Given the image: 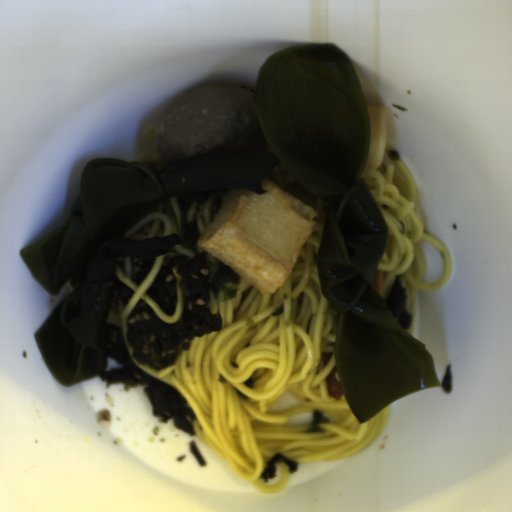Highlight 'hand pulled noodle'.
Segmentation results:
<instances>
[{
  "instance_id": "hand-pulled-noodle-1",
  "label": "hand pulled noodle",
  "mask_w": 512,
  "mask_h": 512,
  "mask_svg": "<svg viewBox=\"0 0 512 512\" xmlns=\"http://www.w3.org/2000/svg\"><path fill=\"white\" fill-rule=\"evenodd\" d=\"M325 218L318 213L286 282L264 294L244 276L230 300L212 298L211 315L220 314L221 330L195 337L173 366L157 371L133 358L126 331L135 305L145 300L167 324L184 312L180 277L173 268L176 308L171 315L147 296L166 257L209 253L180 244L155 256L144 282L132 280V257L119 260L114 276L134 294L124 307L117 304L106 322L122 329L131 360L143 372L182 395L197 416L194 436L216 452L236 473L262 493L285 490L291 474L277 463L269 482L260 477L267 461L280 452L298 464L329 462L351 456L373 443L388 423V405L360 422L344 395L328 394L327 377L335 364L338 312L325 297L317 254ZM289 390L298 406L269 412V406ZM323 411L331 423L324 433L305 434L312 412Z\"/></svg>"
},
{
  "instance_id": "hand-pulled-noodle-2",
  "label": "hand pulled noodle",
  "mask_w": 512,
  "mask_h": 512,
  "mask_svg": "<svg viewBox=\"0 0 512 512\" xmlns=\"http://www.w3.org/2000/svg\"><path fill=\"white\" fill-rule=\"evenodd\" d=\"M387 226L388 236L377 269L382 271L385 301L397 275L407 291L406 311L411 314L412 336L416 320V291L431 292L451 277L450 254L442 242L425 233L416 210L419 196L415 180L390 144L378 167L366 162L361 174Z\"/></svg>"
},
{
  "instance_id": "hand-pulled-noodle-3",
  "label": "hand pulled noodle",
  "mask_w": 512,
  "mask_h": 512,
  "mask_svg": "<svg viewBox=\"0 0 512 512\" xmlns=\"http://www.w3.org/2000/svg\"><path fill=\"white\" fill-rule=\"evenodd\" d=\"M122 236L128 241H147L169 234H181L177 196L154 201L131 214Z\"/></svg>"
},
{
  "instance_id": "hand-pulled-noodle-4",
  "label": "hand pulled noodle",
  "mask_w": 512,
  "mask_h": 512,
  "mask_svg": "<svg viewBox=\"0 0 512 512\" xmlns=\"http://www.w3.org/2000/svg\"><path fill=\"white\" fill-rule=\"evenodd\" d=\"M262 182L275 183L295 198L312 207L311 196L308 194L302 184L297 180V178L292 174V172L284 166L279 164L272 167L265 174L261 183Z\"/></svg>"
},
{
  "instance_id": "hand-pulled-noodle-5",
  "label": "hand pulled noodle",
  "mask_w": 512,
  "mask_h": 512,
  "mask_svg": "<svg viewBox=\"0 0 512 512\" xmlns=\"http://www.w3.org/2000/svg\"><path fill=\"white\" fill-rule=\"evenodd\" d=\"M210 199L206 203L192 202L185 214V223L196 222L200 233L202 234L210 220Z\"/></svg>"
},
{
  "instance_id": "hand-pulled-noodle-6",
  "label": "hand pulled noodle",
  "mask_w": 512,
  "mask_h": 512,
  "mask_svg": "<svg viewBox=\"0 0 512 512\" xmlns=\"http://www.w3.org/2000/svg\"><path fill=\"white\" fill-rule=\"evenodd\" d=\"M157 124L149 126L146 130L145 134L150 135L152 144L151 147L145 150L143 153L137 156L135 161H139L141 163H162L158 158L157 147H156V129Z\"/></svg>"
}]
</instances>
